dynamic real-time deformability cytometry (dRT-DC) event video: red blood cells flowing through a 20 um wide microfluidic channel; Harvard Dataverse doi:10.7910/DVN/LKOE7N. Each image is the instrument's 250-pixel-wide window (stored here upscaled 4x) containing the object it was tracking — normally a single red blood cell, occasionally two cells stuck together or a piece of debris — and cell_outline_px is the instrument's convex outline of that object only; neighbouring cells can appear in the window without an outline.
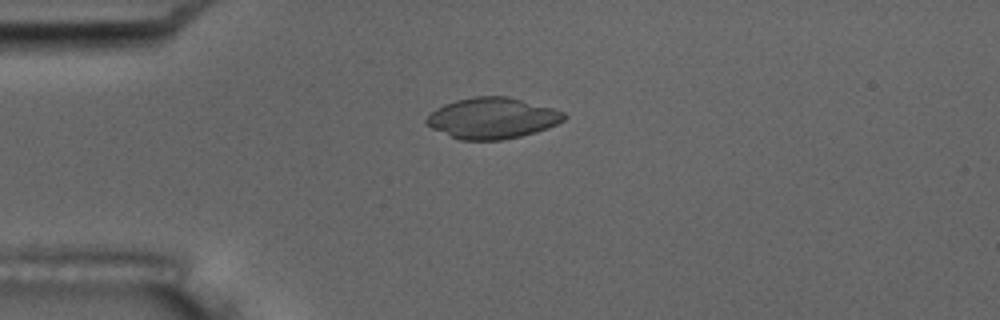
{"species": "common noctule bat (a hibernating species)", "species_latin": "Nyctalus noctula", "temperature_condition": "room temperature", "stored_images_in_passage": 7, "camera_frame_rate_fps": 3000, "um_per_image_px": 0.085, "animal": {"sex": "male", "body_mass_g": 17.5, "forearm_length_mm": 52.3}, "frame": {"image": 1, "passage_image": 4, "time_ms": 4.333, "image_size_px": [1000, 320], "cell_outline_px": [[568, 116], [564, 120], [548, 128], [536, 132], [520, 136], [500, 140], [460, 140], [432, 128], [424, 124], [424, 120], [436, 108], [444, 104], [456, 100], [472, 96], [508, 96], [552, 108], [564, 112]], "centroid_in_image_um": [41.84, 10.04], "position_along_channel_um": 43.2, "area_um2": 32.89}}